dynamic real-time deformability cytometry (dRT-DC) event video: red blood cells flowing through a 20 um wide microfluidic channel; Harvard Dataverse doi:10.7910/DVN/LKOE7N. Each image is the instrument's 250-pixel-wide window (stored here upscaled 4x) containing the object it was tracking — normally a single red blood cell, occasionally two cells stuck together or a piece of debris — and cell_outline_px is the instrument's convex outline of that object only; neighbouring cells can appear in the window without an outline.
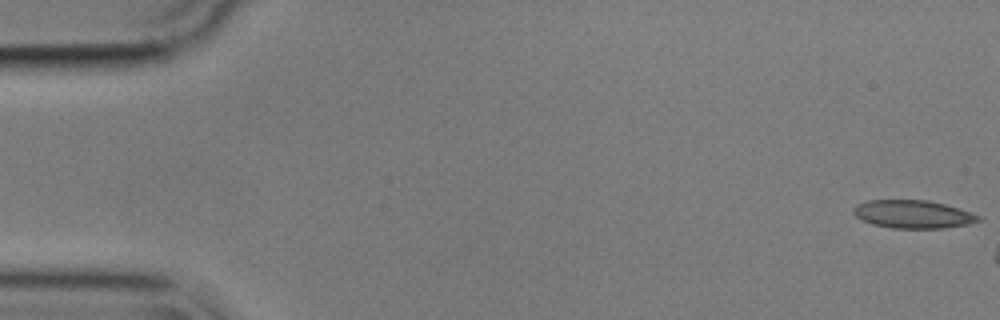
{"species": "common noctule bat (a hibernating species)", "species_latin": "Nyctalus noctula", "temperature_condition": "cold", "stored_images_in_passage": 8, "camera_frame_rate_fps": 3000, "um_per_image_px": 0.085, "animal": {"sex": "male", "body_mass_g": 17.9}, "frame": {"image": 1, "passage_image": 1, "time_ms": 0.0, "image_size_px": [1000, 320], "cell_outline_px": [[980, 220], [968, 224], [944, 228], [892, 228], [872, 224], [856, 216], [852, 212], [852, 208], [856, 204], [868, 200], [928, 200], [944, 204], [980, 216]], "centroid_in_image_um": [77.55, 18.2], "position_along_channel_um": 7.5, "area_um2": 20.23}}